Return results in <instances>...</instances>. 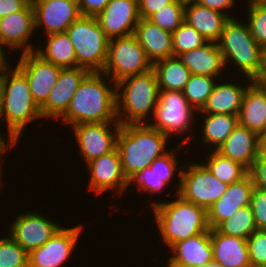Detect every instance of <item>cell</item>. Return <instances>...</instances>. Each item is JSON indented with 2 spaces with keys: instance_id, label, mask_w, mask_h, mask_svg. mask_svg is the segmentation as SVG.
Segmentation results:
<instances>
[{
  "instance_id": "6da1fadb",
  "label": "cell",
  "mask_w": 266,
  "mask_h": 267,
  "mask_svg": "<svg viewBox=\"0 0 266 267\" xmlns=\"http://www.w3.org/2000/svg\"><path fill=\"white\" fill-rule=\"evenodd\" d=\"M10 64L8 62L0 71V122L6 124L8 141L17 146L27 126L42 119V115L26 76Z\"/></svg>"
},
{
  "instance_id": "7a4b0ae2",
  "label": "cell",
  "mask_w": 266,
  "mask_h": 267,
  "mask_svg": "<svg viewBox=\"0 0 266 267\" xmlns=\"http://www.w3.org/2000/svg\"><path fill=\"white\" fill-rule=\"evenodd\" d=\"M60 119L63 125L70 127L76 124L118 122L116 83L103 72H90L75 91L66 113Z\"/></svg>"
},
{
  "instance_id": "3957f363",
  "label": "cell",
  "mask_w": 266,
  "mask_h": 267,
  "mask_svg": "<svg viewBox=\"0 0 266 267\" xmlns=\"http://www.w3.org/2000/svg\"><path fill=\"white\" fill-rule=\"evenodd\" d=\"M173 195L171 200L150 202L162 245L165 244L168 248L179 241L210 230L205 208L184 200L177 193Z\"/></svg>"
},
{
  "instance_id": "277c9868",
  "label": "cell",
  "mask_w": 266,
  "mask_h": 267,
  "mask_svg": "<svg viewBox=\"0 0 266 267\" xmlns=\"http://www.w3.org/2000/svg\"><path fill=\"white\" fill-rule=\"evenodd\" d=\"M169 137L148 124L121 125L116 147L125 177L131 181L141 170L171 149ZM168 146V147H167ZM168 148V149H167Z\"/></svg>"
},
{
  "instance_id": "5b68a950",
  "label": "cell",
  "mask_w": 266,
  "mask_h": 267,
  "mask_svg": "<svg viewBox=\"0 0 266 267\" xmlns=\"http://www.w3.org/2000/svg\"><path fill=\"white\" fill-rule=\"evenodd\" d=\"M218 47L222 53L225 68L231 66L252 80H261L265 74V51L258 45L250 33L247 22L230 18L224 26ZM231 63V64H229ZM233 66V67H232Z\"/></svg>"
},
{
  "instance_id": "8992f818",
  "label": "cell",
  "mask_w": 266,
  "mask_h": 267,
  "mask_svg": "<svg viewBox=\"0 0 266 267\" xmlns=\"http://www.w3.org/2000/svg\"><path fill=\"white\" fill-rule=\"evenodd\" d=\"M154 70L123 78L116 83V112L121 125L148 124L159 97ZM152 115V116H151Z\"/></svg>"
},
{
  "instance_id": "52a82bcc",
  "label": "cell",
  "mask_w": 266,
  "mask_h": 267,
  "mask_svg": "<svg viewBox=\"0 0 266 267\" xmlns=\"http://www.w3.org/2000/svg\"><path fill=\"white\" fill-rule=\"evenodd\" d=\"M196 115L197 111L188 103L182 91H159L158 102L148 125L169 138L178 134L177 140L186 134L177 144L187 145L192 140L196 144L194 141L199 139L193 132L190 135L195 122H198Z\"/></svg>"
},
{
  "instance_id": "ba28073f",
  "label": "cell",
  "mask_w": 266,
  "mask_h": 267,
  "mask_svg": "<svg viewBox=\"0 0 266 267\" xmlns=\"http://www.w3.org/2000/svg\"><path fill=\"white\" fill-rule=\"evenodd\" d=\"M73 44L77 67L102 72L106 63L109 38L96 17L81 15L66 30Z\"/></svg>"
},
{
  "instance_id": "9c48e42d",
  "label": "cell",
  "mask_w": 266,
  "mask_h": 267,
  "mask_svg": "<svg viewBox=\"0 0 266 267\" xmlns=\"http://www.w3.org/2000/svg\"><path fill=\"white\" fill-rule=\"evenodd\" d=\"M153 68L145 50L134 34L109 40L103 73L114 83L123 78L146 73Z\"/></svg>"
},
{
  "instance_id": "30bf717a",
  "label": "cell",
  "mask_w": 266,
  "mask_h": 267,
  "mask_svg": "<svg viewBox=\"0 0 266 267\" xmlns=\"http://www.w3.org/2000/svg\"><path fill=\"white\" fill-rule=\"evenodd\" d=\"M198 162V163H197ZM183 163L180 188L177 192L184 200L208 210L226 192L228 184L216 178L198 158Z\"/></svg>"
},
{
  "instance_id": "8fae6325",
  "label": "cell",
  "mask_w": 266,
  "mask_h": 267,
  "mask_svg": "<svg viewBox=\"0 0 266 267\" xmlns=\"http://www.w3.org/2000/svg\"><path fill=\"white\" fill-rule=\"evenodd\" d=\"M90 179L88 182V192L94 195H103L107 191L116 190V195L124 196L130 191V181L125 177L121 158L117 147L111 152L91 160L86 164ZM126 191V192H125Z\"/></svg>"
},
{
  "instance_id": "7c38bea8",
  "label": "cell",
  "mask_w": 266,
  "mask_h": 267,
  "mask_svg": "<svg viewBox=\"0 0 266 267\" xmlns=\"http://www.w3.org/2000/svg\"><path fill=\"white\" fill-rule=\"evenodd\" d=\"M21 213L14 217L8 233L28 253L45 244L63 227L62 224L33 210Z\"/></svg>"
},
{
  "instance_id": "4fadbf2b",
  "label": "cell",
  "mask_w": 266,
  "mask_h": 267,
  "mask_svg": "<svg viewBox=\"0 0 266 267\" xmlns=\"http://www.w3.org/2000/svg\"><path fill=\"white\" fill-rule=\"evenodd\" d=\"M75 143L85 164L116 147L117 134L121 128L119 122L76 124L71 126Z\"/></svg>"
},
{
  "instance_id": "5bb4252c",
  "label": "cell",
  "mask_w": 266,
  "mask_h": 267,
  "mask_svg": "<svg viewBox=\"0 0 266 267\" xmlns=\"http://www.w3.org/2000/svg\"><path fill=\"white\" fill-rule=\"evenodd\" d=\"M83 226L65 228L63 225L45 244L29 253V267H62L66 264L78 246Z\"/></svg>"
},
{
  "instance_id": "9a60e30c",
  "label": "cell",
  "mask_w": 266,
  "mask_h": 267,
  "mask_svg": "<svg viewBox=\"0 0 266 267\" xmlns=\"http://www.w3.org/2000/svg\"><path fill=\"white\" fill-rule=\"evenodd\" d=\"M34 32V10L30 2L23 10L0 18V48L5 53L13 49H19L21 54L35 51L37 46L31 43Z\"/></svg>"
},
{
  "instance_id": "2e32d148",
  "label": "cell",
  "mask_w": 266,
  "mask_h": 267,
  "mask_svg": "<svg viewBox=\"0 0 266 267\" xmlns=\"http://www.w3.org/2000/svg\"><path fill=\"white\" fill-rule=\"evenodd\" d=\"M15 66L26 76L31 95L41 107L55 86L61 67L45 61L34 51L22 53Z\"/></svg>"
},
{
  "instance_id": "e0dca14e",
  "label": "cell",
  "mask_w": 266,
  "mask_h": 267,
  "mask_svg": "<svg viewBox=\"0 0 266 267\" xmlns=\"http://www.w3.org/2000/svg\"><path fill=\"white\" fill-rule=\"evenodd\" d=\"M31 3L35 30L41 27L46 36L66 32L81 16L76 0H32Z\"/></svg>"
},
{
  "instance_id": "ac0fdd59",
  "label": "cell",
  "mask_w": 266,
  "mask_h": 267,
  "mask_svg": "<svg viewBox=\"0 0 266 267\" xmlns=\"http://www.w3.org/2000/svg\"><path fill=\"white\" fill-rule=\"evenodd\" d=\"M90 73L82 67L61 68L55 86L40 107L42 118L58 120L66 113L75 91Z\"/></svg>"
},
{
  "instance_id": "d6986e66",
  "label": "cell",
  "mask_w": 266,
  "mask_h": 267,
  "mask_svg": "<svg viewBox=\"0 0 266 267\" xmlns=\"http://www.w3.org/2000/svg\"><path fill=\"white\" fill-rule=\"evenodd\" d=\"M96 19L109 39L134 34L140 19L138 0H110Z\"/></svg>"
},
{
  "instance_id": "ffe728a7",
  "label": "cell",
  "mask_w": 266,
  "mask_h": 267,
  "mask_svg": "<svg viewBox=\"0 0 266 267\" xmlns=\"http://www.w3.org/2000/svg\"><path fill=\"white\" fill-rule=\"evenodd\" d=\"M254 188L249 173L240 181L229 184L222 197L207 210L210 229H215L221 222L229 219L238 209L249 206Z\"/></svg>"
},
{
  "instance_id": "44dd1931",
  "label": "cell",
  "mask_w": 266,
  "mask_h": 267,
  "mask_svg": "<svg viewBox=\"0 0 266 267\" xmlns=\"http://www.w3.org/2000/svg\"><path fill=\"white\" fill-rule=\"evenodd\" d=\"M165 267L204 266L213 260L210 230L175 243Z\"/></svg>"
},
{
  "instance_id": "7402d4cb",
  "label": "cell",
  "mask_w": 266,
  "mask_h": 267,
  "mask_svg": "<svg viewBox=\"0 0 266 267\" xmlns=\"http://www.w3.org/2000/svg\"><path fill=\"white\" fill-rule=\"evenodd\" d=\"M245 79L243 80L246 86L232 79L229 81L230 83L228 80L227 82H222L219 81L220 79H217L205 105L197 114H228L238 116L245 91L254 81L248 77H245ZM247 82L249 83L247 84Z\"/></svg>"
},
{
  "instance_id": "603a6c76",
  "label": "cell",
  "mask_w": 266,
  "mask_h": 267,
  "mask_svg": "<svg viewBox=\"0 0 266 267\" xmlns=\"http://www.w3.org/2000/svg\"><path fill=\"white\" fill-rule=\"evenodd\" d=\"M238 121L258 135L266 132V85L261 80H254L247 87Z\"/></svg>"
},
{
  "instance_id": "cb8c5ba5",
  "label": "cell",
  "mask_w": 266,
  "mask_h": 267,
  "mask_svg": "<svg viewBox=\"0 0 266 267\" xmlns=\"http://www.w3.org/2000/svg\"><path fill=\"white\" fill-rule=\"evenodd\" d=\"M258 144L259 135L238 124L216 151L249 171L258 155Z\"/></svg>"
},
{
  "instance_id": "d4e9b609",
  "label": "cell",
  "mask_w": 266,
  "mask_h": 267,
  "mask_svg": "<svg viewBox=\"0 0 266 267\" xmlns=\"http://www.w3.org/2000/svg\"><path fill=\"white\" fill-rule=\"evenodd\" d=\"M177 57L190 70L191 74L222 79L223 73L227 71L218 44L212 41Z\"/></svg>"
},
{
  "instance_id": "484cf974",
  "label": "cell",
  "mask_w": 266,
  "mask_h": 267,
  "mask_svg": "<svg viewBox=\"0 0 266 267\" xmlns=\"http://www.w3.org/2000/svg\"><path fill=\"white\" fill-rule=\"evenodd\" d=\"M134 35L152 63L173 56L172 33L161 29L149 19H139Z\"/></svg>"
},
{
  "instance_id": "4316f807",
  "label": "cell",
  "mask_w": 266,
  "mask_h": 267,
  "mask_svg": "<svg viewBox=\"0 0 266 267\" xmlns=\"http://www.w3.org/2000/svg\"><path fill=\"white\" fill-rule=\"evenodd\" d=\"M229 19L227 15L194 1L186 2L184 6V21L208 41L215 43L219 41L225 23Z\"/></svg>"
},
{
  "instance_id": "83f0119b",
  "label": "cell",
  "mask_w": 266,
  "mask_h": 267,
  "mask_svg": "<svg viewBox=\"0 0 266 267\" xmlns=\"http://www.w3.org/2000/svg\"><path fill=\"white\" fill-rule=\"evenodd\" d=\"M213 260L223 267H252L249 260L247 239L220 233L210 229Z\"/></svg>"
},
{
  "instance_id": "f1b7e54d",
  "label": "cell",
  "mask_w": 266,
  "mask_h": 267,
  "mask_svg": "<svg viewBox=\"0 0 266 267\" xmlns=\"http://www.w3.org/2000/svg\"><path fill=\"white\" fill-rule=\"evenodd\" d=\"M202 125L198 134L201 147L207 146L206 150L216 151L239 124L238 116L228 114H203ZM202 144L204 146H202ZM211 146V147H210ZM209 147V149H208Z\"/></svg>"
},
{
  "instance_id": "f546056e",
  "label": "cell",
  "mask_w": 266,
  "mask_h": 267,
  "mask_svg": "<svg viewBox=\"0 0 266 267\" xmlns=\"http://www.w3.org/2000/svg\"><path fill=\"white\" fill-rule=\"evenodd\" d=\"M46 46L38 45L35 53L45 61L61 68L77 67L76 54L69 35L66 32L45 36Z\"/></svg>"
},
{
  "instance_id": "4dcf8cb0",
  "label": "cell",
  "mask_w": 266,
  "mask_h": 267,
  "mask_svg": "<svg viewBox=\"0 0 266 267\" xmlns=\"http://www.w3.org/2000/svg\"><path fill=\"white\" fill-rule=\"evenodd\" d=\"M160 91H183L191 76L190 70L176 56L153 63Z\"/></svg>"
},
{
  "instance_id": "1f68e13d",
  "label": "cell",
  "mask_w": 266,
  "mask_h": 267,
  "mask_svg": "<svg viewBox=\"0 0 266 267\" xmlns=\"http://www.w3.org/2000/svg\"><path fill=\"white\" fill-rule=\"evenodd\" d=\"M203 164L220 181L229 184L240 181L248 174V170L240 163L222 156L217 151H207Z\"/></svg>"
},
{
  "instance_id": "d6a6232c",
  "label": "cell",
  "mask_w": 266,
  "mask_h": 267,
  "mask_svg": "<svg viewBox=\"0 0 266 267\" xmlns=\"http://www.w3.org/2000/svg\"><path fill=\"white\" fill-rule=\"evenodd\" d=\"M184 147L183 145L178 144L176 146L171 147V150L166 153L164 156L155 159L148 168H145L141 170L139 173L136 175H157V176H166V183L172 187L171 182L172 180L178 179L177 182L178 185L176 184V191L175 193L178 192L180 188V178H181V172L183 165L180 164V158L178 156V149ZM177 150V151H176ZM179 159V160H178ZM179 162V163H178ZM181 165V166H179Z\"/></svg>"
},
{
  "instance_id": "836d02e7",
  "label": "cell",
  "mask_w": 266,
  "mask_h": 267,
  "mask_svg": "<svg viewBox=\"0 0 266 267\" xmlns=\"http://www.w3.org/2000/svg\"><path fill=\"white\" fill-rule=\"evenodd\" d=\"M216 229L225 235L247 239L257 229L251 206L238 209L229 219L221 222Z\"/></svg>"
},
{
  "instance_id": "e575fe53",
  "label": "cell",
  "mask_w": 266,
  "mask_h": 267,
  "mask_svg": "<svg viewBox=\"0 0 266 267\" xmlns=\"http://www.w3.org/2000/svg\"><path fill=\"white\" fill-rule=\"evenodd\" d=\"M217 79L206 75L191 74L182 92L188 103L197 112L205 105Z\"/></svg>"
},
{
  "instance_id": "d590c367",
  "label": "cell",
  "mask_w": 266,
  "mask_h": 267,
  "mask_svg": "<svg viewBox=\"0 0 266 267\" xmlns=\"http://www.w3.org/2000/svg\"><path fill=\"white\" fill-rule=\"evenodd\" d=\"M246 16L250 33L258 45L266 51V5L260 0H247Z\"/></svg>"
},
{
  "instance_id": "8d00e7d4",
  "label": "cell",
  "mask_w": 266,
  "mask_h": 267,
  "mask_svg": "<svg viewBox=\"0 0 266 267\" xmlns=\"http://www.w3.org/2000/svg\"><path fill=\"white\" fill-rule=\"evenodd\" d=\"M184 6L183 0H175L151 14L147 19L161 29L173 33L184 22Z\"/></svg>"
},
{
  "instance_id": "74e56055",
  "label": "cell",
  "mask_w": 266,
  "mask_h": 267,
  "mask_svg": "<svg viewBox=\"0 0 266 267\" xmlns=\"http://www.w3.org/2000/svg\"><path fill=\"white\" fill-rule=\"evenodd\" d=\"M173 56L192 51L208 42L194 27L185 21L172 33Z\"/></svg>"
},
{
  "instance_id": "f35d334b",
  "label": "cell",
  "mask_w": 266,
  "mask_h": 267,
  "mask_svg": "<svg viewBox=\"0 0 266 267\" xmlns=\"http://www.w3.org/2000/svg\"><path fill=\"white\" fill-rule=\"evenodd\" d=\"M6 234L0 236V267H29V253Z\"/></svg>"
},
{
  "instance_id": "ab89813d",
  "label": "cell",
  "mask_w": 266,
  "mask_h": 267,
  "mask_svg": "<svg viewBox=\"0 0 266 267\" xmlns=\"http://www.w3.org/2000/svg\"><path fill=\"white\" fill-rule=\"evenodd\" d=\"M249 260L252 267H266V230L256 229L247 238Z\"/></svg>"
},
{
  "instance_id": "60d3db41",
  "label": "cell",
  "mask_w": 266,
  "mask_h": 267,
  "mask_svg": "<svg viewBox=\"0 0 266 267\" xmlns=\"http://www.w3.org/2000/svg\"><path fill=\"white\" fill-rule=\"evenodd\" d=\"M130 186L136 185V190L140 193H147L148 195L156 194L164 191V188L169 185L166 183V176L157 175H135L133 179L129 182ZM134 183V184H133Z\"/></svg>"
},
{
  "instance_id": "b9f144b4",
  "label": "cell",
  "mask_w": 266,
  "mask_h": 267,
  "mask_svg": "<svg viewBox=\"0 0 266 267\" xmlns=\"http://www.w3.org/2000/svg\"><path fill=\"white\" fill-rule=\"evenodd\" d=\"M250 206L257 229L266 230V191L254 188Z\"/></svg>"
},
{
  "instance_id": "7bdbcfd3",
  "label": "cell",
  "mask_w": 266,
  "mask_h": 267,
  "mask_svg": "<svg viewBox=\"0 0 266 267\" xmlns=\"http://www.w3.org/2000/svg\"><path fill=\"white\" fill-rule=\"evenodd\" d=\"M248 173L252 177L254 187L266 191V157L258 154Z\"/></svg>"
},
{
  "instance_id": "ee69618b",
  "label": "cell",
  "mask_w": 266,
  "mask_h": 267,
  "mask_svg": "<svg viewBox=\"0 0 266 267\" xmlns=\"http://www.w3.org/2000/svg\"><path fill=\"white\" fill-rule=\"evenodd\" d=\"M81 15L96 17L110 0H76Z\"/></svg>"
},
{
  "instance_id": "f6af8a7d",
  "label": "cell",
  "mask_w": 266,
  "mask_h": 267,
  "mask_svg": "<svg viewBox=\"0 0 266 267\" xmlns=\"http://www.w3.org/2000/svg\"><path fill=\"white\" fill-rule=\"evenodd\" d=\"M175 0H138V12L140 18H148L162 7L173 3Z\"/></svg>"
},
{
  "instance_id": "bcb514c9",
  "label": "cell",
  "mask_w": 266,
  "mask_h": 267,
  "mask_svg": "<svg viewBox=\"0 0 266 267\" xmlns=\"http://www.w3.org/2000/svg\"><path fill=\"white\" fill-rule=\"evenodd\" d=\"M194 2L210 9L217 10L227 15L229 18H234L232 13L230 14V12L228 13L227 11L235 6L236 0H195Z\"/></svg>"
},
{
  "instance_id": "7dc6e473",
  "label": "cell",
  "mask_w": 266,
  "mask_h": 267,
  "mask_svg": "<svg viewBox=\"0 0 266 267\" xmlns=\"http://www.w3.org/2000/svg\"><path fill=\"white\" fill-rule=\"evenodd\" d=\"M29 3L28 0H0V18L23 10Z\"/></svg>"
},
{
  "instance_id": "c3c4849f",
  "label": "cell",
  "mask_w": 266,
  "mask_h": 267,
  "mask_svg": "<svg viewBox=\"0 0 266 267\" xmlns=\"http://www.w3.org/2000/svg\"><path fill=\"white\" fill-rule=\"evenodd\" d=\"M1 133L2 132L0 131V157H3L5 156V154L7 155V153L12 150L11 148H15V146L10 141H7L8 139H5L6 136ZM1 159L2 158H0V162Z\"/></svg>"
},
{
  "instance_id": "681fc988",
  "label": "cell",
  "mask_w": 266,
  "mask_h": 267,
  "mask_svg": "<svg viewBox=\"0 0 266 267\" xmlns=\"http://www.w3.org/2000/svg\"><path fill=\"white\" fill-rule=\"evenodd\" d=\"M258 154L266 157V132L259 135Z\"/></svg>"
},
{
  "instance_id": "f907efd6",
  "label": "cell",
  "mask_w": 266,
  "mask_h": 267,
  "mask_svg": "<svg viewBox=\"0 0 266 267\" xmlns=\"http://www.w3.org/2000/svg\"><path fill=\"white\" fill-rule=\"evenodd\" d=\"M7 57V54L0 48V71L9 62L7 59H10V57Z\"/></svg>"
},
{
  "instance_id": "816d5d0a",
  "label": "cell",
  "mask_w": 266,
  "mask_h": 267,
  "mask_svg": "<svg viewBox=\"0 0 266 267\" xmlns=\"http://www.w3.org/2000/svg\"><path fill=\"white\" fill-rule=\"evenodd\" d=\"M197 267H223V266L220 263H218L217 261L212 260L204 266H197Z\"/></svg>"
},
{
  "instance_id": "f5cc1de1",
  "label": "cell",
  "mask_w": 266,
  "mask_h": 267,
  "mask_svg": "<svg viewBox=\"0 0 266 267\" xmlns=\"http://www.w3.org/2000/svg\"><path fill=\"white\" fill-rule=\"evenodd\" d=\"M1 166H4V165L0 163V186H3V184L1 183V182H3V181H2V177H3V176H2V175H3V174H2V172H3V171H2V168H3V167H1ZM0 188H2V187H0ZM0 190H1V189H0Z\"/></svg>"
},
{
  "instance_id": "db71d44e",
  "label": "cell",
  "mask_w": 266,
  "mask_h": 267,
  "mask_svg": "<svg viewBox=\"0 0 266 267\" xmlns=\"http://www.w3.org/2000/svg\"><path fill=\"white\" fill-rule=\"evenodd\" d=\"M265 65H266V60H265ZM261 81L266 85V70H265V74H264L263 78L261 79Z\"/></svg>"
},
{
  "instance_id": "11a10c76",
  "label": "cell",
  "mask_w": 266,
  "mask_h": 267,
  "mask_svg": "<svg viewBox=\"0 0 266 267\" xmlns=\"http://www.w3.org/2000/svg\"><path fill=\"white\" fill-rule=\"evenodd\" d=\"M183 1L186 3V2L195 1V0H183Z\"/></svg>"
},
{
  "instance_id": "9f6ffc18",
  "label": "cell",
  "mask_w": 266,
  "mask_h": 267,
  "mask_svg": "<svg viewBox=\"0 0 266 267\" xmlns=\"http://www.w3.org/2000/svg\"><path fill=\"white\" fill-rule=\"evenodd\" d=\"M263 4L266 5V0H260Z\"/></svg>"
}]
</instances>
